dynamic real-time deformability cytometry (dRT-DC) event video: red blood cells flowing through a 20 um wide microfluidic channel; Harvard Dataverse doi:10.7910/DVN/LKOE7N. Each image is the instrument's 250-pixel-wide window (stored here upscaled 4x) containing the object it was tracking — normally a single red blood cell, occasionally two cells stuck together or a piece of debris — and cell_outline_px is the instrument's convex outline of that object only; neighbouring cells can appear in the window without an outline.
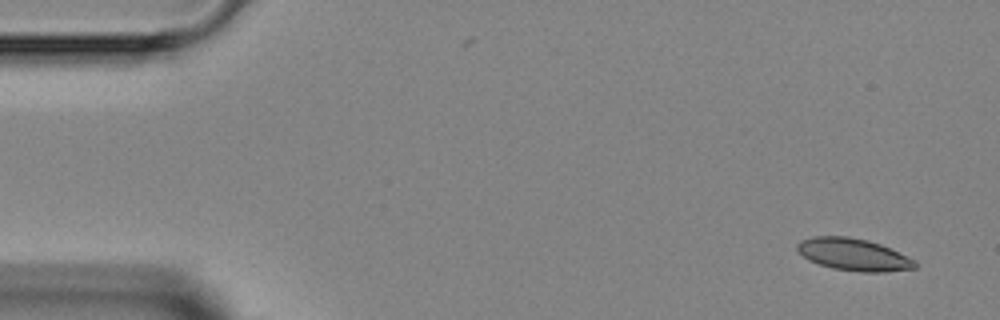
{"species": "Egyptian fruit bat (a non-hibernating species)", "species_latin": "Rousettus aegyptiacus", "temperature_condition": "room temperature", "stored_images_in_passage": 4, "camera_frame_rate_fps": 3000, "um_per_image_px": 0.085, "animal": {"sex": "female"}, "frame": {"image": 1, "passage_image": 1, "time_ms": 0.0, "image_size_px": [1000, 320], "cell_outline_px": [[916, 268], [884, 272], [860, 272], [832, 268], [808, 260], [796, 248], [796, 244], [800, 240], [812, 236], [848, 236], [868, 240], [880, 244], [916, 260]], "centroid_in_image_um": [72.54, 21.63], "position_along_channel_um": 12.5, "area_um2": 22.08}}
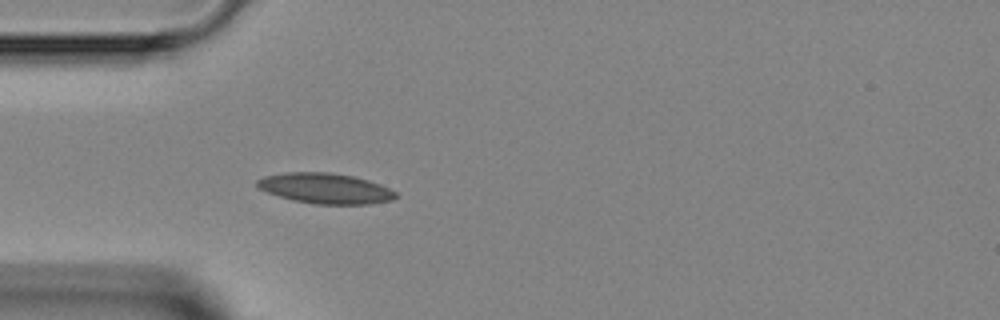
{"frame": {"image": 2, "passage_image": 4, "time_ms": 3.667, "image_size_px": [1000, 320], "cell_outline_px": [[396, 196], [392, 200], [368, 204], [316, 204], [292, 200], [256, 188], [256, 180], [264, 176], [284, 172], [328, 172], [352, 176], [368, 180], [380, 184], [396, 192]], "centroid_in_image_um": [27.61, 16.01], "position_along_channel_um": 57.4, "area_um2": 24.51}}